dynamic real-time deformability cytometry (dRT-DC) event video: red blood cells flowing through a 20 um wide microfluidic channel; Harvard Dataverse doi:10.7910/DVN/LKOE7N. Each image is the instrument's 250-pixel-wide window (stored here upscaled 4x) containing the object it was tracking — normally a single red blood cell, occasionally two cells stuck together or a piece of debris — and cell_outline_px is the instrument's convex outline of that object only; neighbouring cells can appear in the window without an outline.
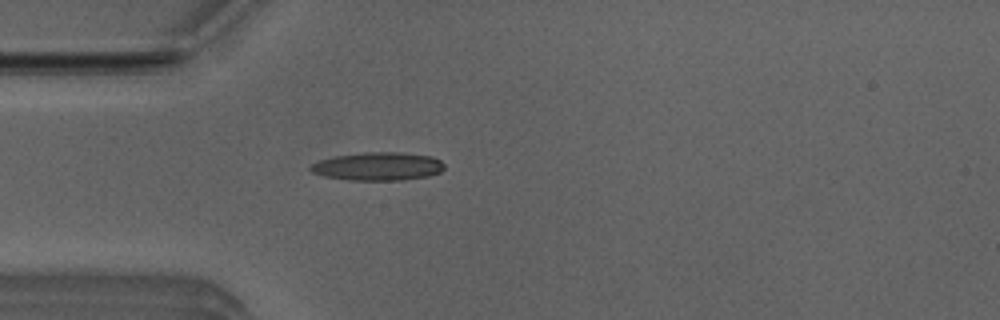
{"species": "Egyptian fruit bat (a non-hibernating species)", "species_latin": "Rousettus aegyptiacus", "temperature_condition": "room temperature", "stored_images_in_passage": 3, "camera_frame_rate_fps": 3000, "um_per_image_px": 0.085, "animal": {"sex": "male"}, "frame": {"image": 1, "passage_image": 3, "time_ms": 0.667, "image_size_px": [1000, 320], "cell_outline_px": [[444, 168], [440, 172], [428, 176], [400, 180], [348, 180], [324, 176], [312, 172], [308, 168], [312, 164], [320, 160], [336, 156], [364, 152], [400, 152], [432, 156], [440, 160], [444, 164]], "centroid_in_image_um": [32.13, 14.14], "position_along_channel_um": 52.9, "area_um2": 21.96}}